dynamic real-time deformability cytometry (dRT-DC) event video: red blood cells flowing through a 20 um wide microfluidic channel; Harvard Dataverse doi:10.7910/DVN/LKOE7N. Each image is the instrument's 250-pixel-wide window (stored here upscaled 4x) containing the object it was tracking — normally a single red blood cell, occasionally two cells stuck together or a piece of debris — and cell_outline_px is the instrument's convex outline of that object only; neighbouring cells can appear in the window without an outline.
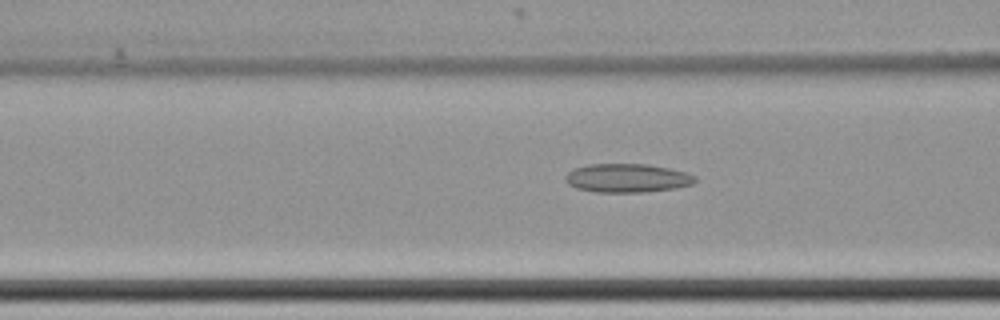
{"species": "common noctule bat (a hibernating species)", "species_latin": "Nyctalus noctula", "temperature_condition": "cold", "stored_images_in_passage": 63, "camera_frame_rate_fps": 3000, "um_per_image_px": 0.085, "animal": {"sex": "female", "body_mass_g": 22.7, "forearm_length_mm": 54.2}, "frame": {"image": 1, "passage_image": 28, "time_ms": 9.0, "image_size_px": [1000, 320], "cell_outline_px": [[696, 180], [692, 184], [676, 188], [644, 192], [596, 192], [576, 188], [568, 184], [564, 180], [564, 176], [568, 172], [576, 168], [588, 164], [648, 164], [668, 168], [684, 172], [696, 176]], "centroid_in_image_um": [53.29, 15.14], "position_along_channel_um": 113.3, "area_um2": 21.68}}
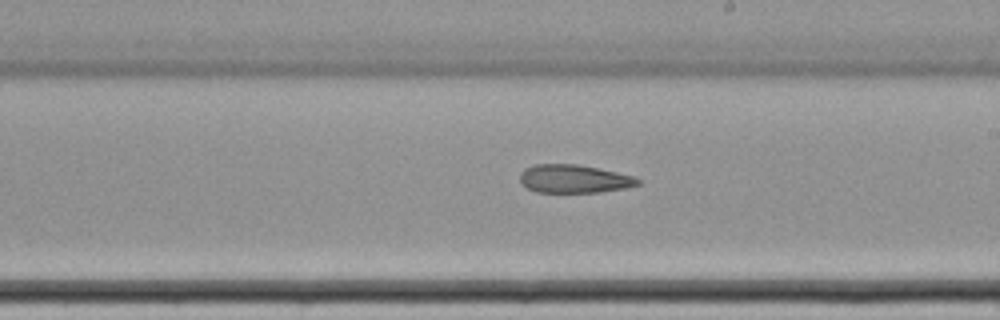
{"frame": {"image": 2, "passage_image": 39, "time_ms": 12.667, "image_size_px": [1000, 320], "cell_outline_px": [[640, 184], [624, 188], [600, 192], [536, 192], [528, 188], [520, 180], [520, 172], [524, 168], [536, 164], [576, 164], [616, 172], [632, 176], [640, 180]], "centroid_in_image_um": [48.76, 15.2], "position_along_channel_um": 240.2, "area_um2": 19.19}}
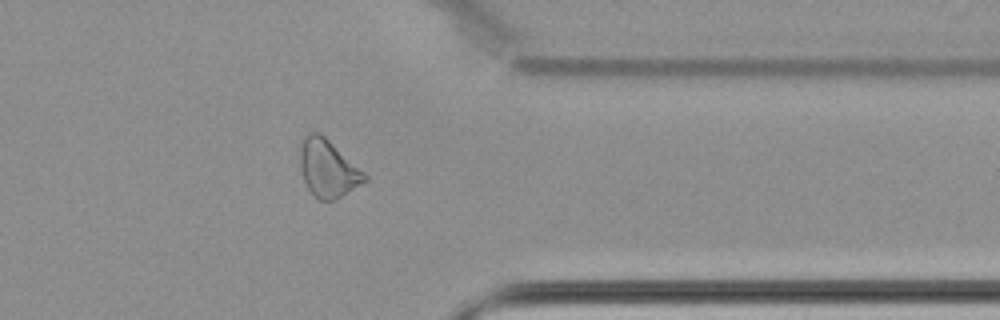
{"frame": {"image": 3, "passage_image": 52, "time_ms": 17.0, "image_size_px": [1000, 320], "cell_outline_px": [[368, 180], [336, 200], [320, 200], [308, 188], [304, 180], [300, 168], [300, 144], [304, 136], [312, 132], [320, 132], [364, 172], [368, 176]], "centroid_in_image_um": [27.87, 14.31], "position_along_channel_um": 383.5, "area_um2": 21.44}}